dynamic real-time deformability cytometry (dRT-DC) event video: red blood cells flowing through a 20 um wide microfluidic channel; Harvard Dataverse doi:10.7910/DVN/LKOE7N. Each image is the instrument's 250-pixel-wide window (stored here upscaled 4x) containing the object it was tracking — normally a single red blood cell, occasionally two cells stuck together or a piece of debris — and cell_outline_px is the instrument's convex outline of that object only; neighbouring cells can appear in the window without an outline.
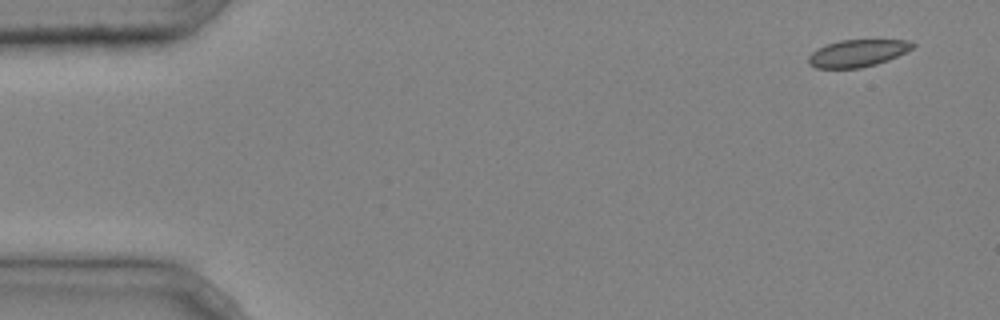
{"species": "common noctule bat (a hibernating species)", "species_latin": "Nyctalus noctula", "temperature_condition": "cold", "stored_images_in_passage": 5, "camera_frame_rate_fps": 3000, "um_per_image_px": 0.085, "animal": {"sex": "male", "body_mass_g": 20.4}, "frame": {"image": 1, "passage_image": 1, "time_ms": 0.0, "image_size_px": [1000, 320], "cell_outline_px": [[916, 44], [912, 48], [888, 60], [876, 64], [860, 68], [816, 68], [808, 64], [808, 56], [816, 48], [840, 40], [908, 40]], "centroid_in_image_um": [72.85, 4.52], "position_along_channel_um": 12.1, "area_um2": 16.42}}
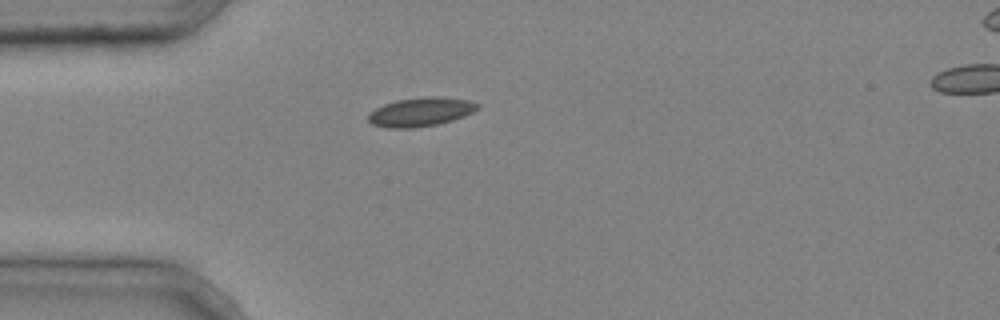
{"frame": {"image": 2, "passage_image": 4, "time_ms": 1.0, "image_size_px": [1000, 320], "cell_outline_px": [[480, 108], [464, 116], [452, 120], [436, 124], [412, 128], [388, 128], [372, 124], [368, 120], [368, 112], [384, 104], [396, 100], [432, 96], [440, 96], [468, 100], [480, 104]], "centroid_in_image_um": [35.75, 9.51], "position_along_channel_um": 49.2, "area_um2": 18.38}}